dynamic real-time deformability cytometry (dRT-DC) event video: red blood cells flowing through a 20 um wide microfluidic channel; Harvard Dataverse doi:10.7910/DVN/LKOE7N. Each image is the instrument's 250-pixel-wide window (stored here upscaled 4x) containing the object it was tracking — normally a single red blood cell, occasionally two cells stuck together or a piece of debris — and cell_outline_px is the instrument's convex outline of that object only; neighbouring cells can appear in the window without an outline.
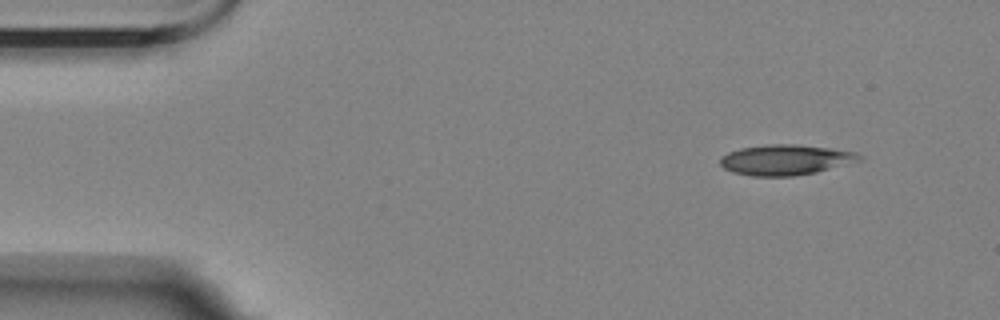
{"species": "Egyptian fruit bat (a non-hibernating species)", "species_latin": "Rousettus aegyptiacus", "temperature_condition": "room temperature", "stored_images_in_passage": 5, "camera_frame_rate_fps": 3000, "um_per_image_px": 0.085, "animal": {"sex": "female"}, "frame": {"image": 1, "passage_image": 1, "time_ms": 0.0, "image_size_px": [1000, 320], "cell_outline_px": [[864, 160], [816, 172], [792, 176], [752, 176], [732, 172], [724, 168], [720, 164], [720, 156], [728, 152], [740, 148], [768, 144], [796, 144], [832, 148], [856, 152], [864, 156]], "centroid_in_image_um": [66.8, 13.58], "position_along_channel_um": 18.2, "area_um2": 24.91}}
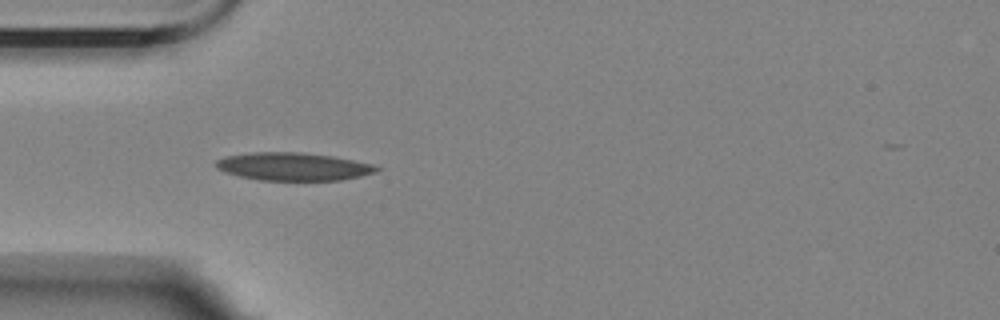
{"frame": {"image": 2, "passage_image": 4, "time_ms": 3.667, "image_size_px": [1000, 320], "cell_outline_px": [[380, 168], [376, 172], [360, 176], [340, 180], [260, 180], [240, 176], [224, 172], [216, 168], [216, 160], [224, 156], [252, 152], [300, 152], [332, 156], [376, 164]], "centroid_in_image_um": [24.93, 14.15], "position_along_channel_um": 60.1, "area_um2": 26.18}}
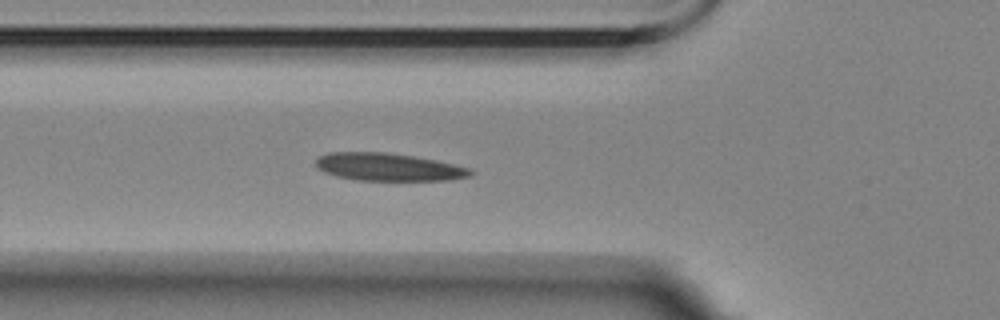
{"frame": {"image": 3, "passage_image": 5, "time_ms": 4.667, "image_size_px": [1000, 320], "cell_outline_px": [[476, 172], [468, 176], [452, 180], [356, 180], [336, 176], [324, 172], [316, 164], [316, 160], [320, 156], [328, 152], [388, 152], [436, 160], [468, 168]], "centroid_in_image_um": [33.01, 14.19], "position_along_channel_um": 92.8, "area_um2": 24.8}}